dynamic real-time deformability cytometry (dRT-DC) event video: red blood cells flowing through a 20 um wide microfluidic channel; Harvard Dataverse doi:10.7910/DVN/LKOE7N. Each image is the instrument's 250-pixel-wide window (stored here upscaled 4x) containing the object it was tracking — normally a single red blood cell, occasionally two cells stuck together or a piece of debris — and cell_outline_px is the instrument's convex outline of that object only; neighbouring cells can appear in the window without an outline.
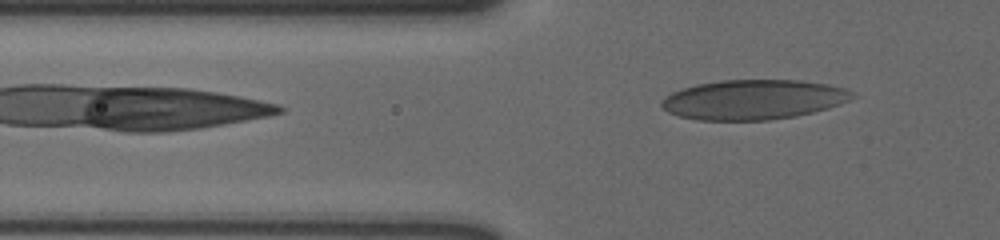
{"species": "human", "species_latin": "Homo sapiens", "temperature_condition": "cold", "stored_images_in_passage": 4, "camera_frame_rate_fps": 3000, "um_per_image_px": 0.085, "donor": {"sex": "male"}, "frame": {"image": 1, "passage_image": 4, "time_ms": 1.0, "image_size_px": [1000, 240], "cell_outline_px": [[856, 96], [840, 104], [828, 108], [796, 116], [768, 120], [700, 120], [680, 116], [668, 112], [660, 104], [672, 92], [696, 84], [720, 80], [796, 80], [828, 84], [844, 88], [852, 92]], "centroid_in_image_um": [64.06, 8.46], "position_along_channel_um": 61.7, "area_um2": 43.93}}